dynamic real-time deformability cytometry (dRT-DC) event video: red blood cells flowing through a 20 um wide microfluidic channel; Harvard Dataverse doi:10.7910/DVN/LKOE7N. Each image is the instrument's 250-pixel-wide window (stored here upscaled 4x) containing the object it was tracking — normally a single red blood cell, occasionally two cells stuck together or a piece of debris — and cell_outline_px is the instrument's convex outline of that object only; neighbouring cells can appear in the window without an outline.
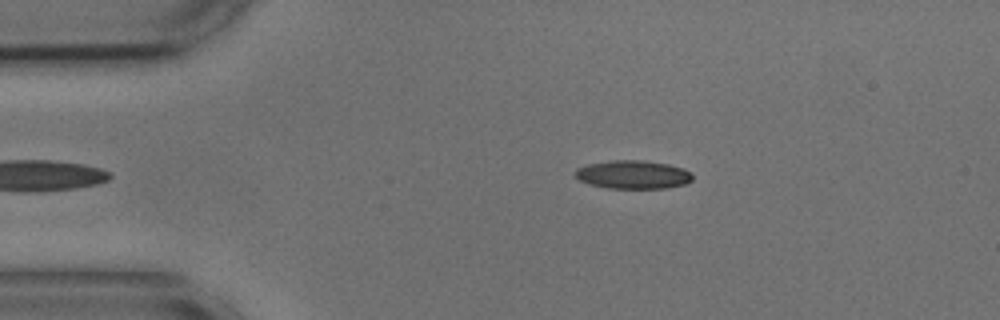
{"species": "common noctule bat (a hibernating species)", "species_latin": "Nyctalus noctula", "temperature_condition": "cold", "stored_images_in_passage": 39, "camera_frame_rate_fps": 3000, "um_per_image_px": 0.085, "animal": {"sex": "male", "body_mass_g": 17.9, "forearm_length_mm": 54.2}, "frame": {"image": 1, "passage_image": 2, "time_ms": 0.333, "image_size_px": [1000, 320], "cell_outline_px": [[692, 180], [684, 184], [668, 188], [608, 188], [588, 184], [580, 180], [576, 176], [576, 168], [588, 164], [612, 160], [644, 160], [668, 164], [684, 168], [692, 172]], "centroid_in_image_um": [53.83, 14.84], "position_along_channel_um": 31.2, "area_um2": 19.48}}
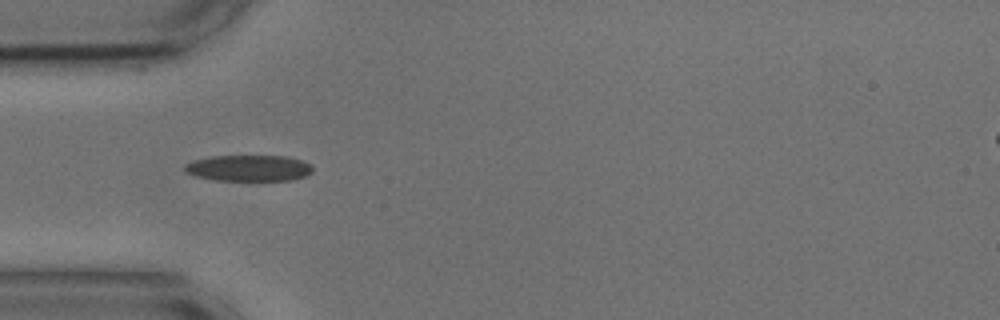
{"frame": {"image": 2, "passage_image": 8, "time_ms": 2.333, "image_size_px": [1000, 320], "cell_outline_px": [[312, 172], [308, 176], [292, 180], [216, 180], [196, 176], [184, 172], [184, 164], [196, 160], [212, 156], [288, 156], [304, 160], [312, 168]], "centroid_in_image_um": [21.17, 14.29], "position_along_channel_um": 63.8, "area_um2": 19.54}}
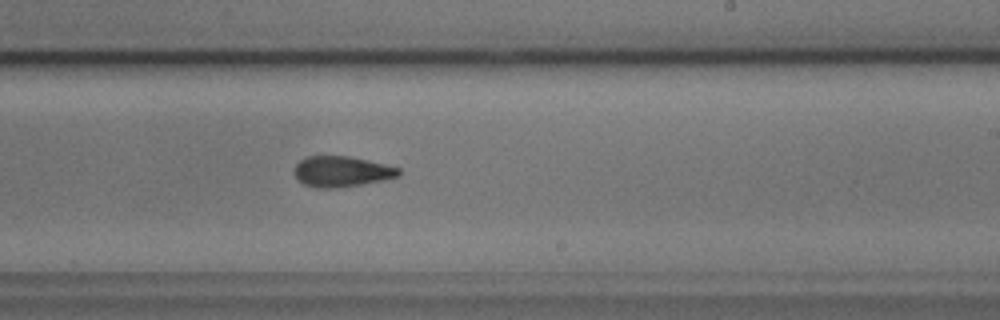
{"frame": {"image": 3, "passage_image": 24, "time_ms": 7.667, "image_size_px": [1000, 320], "cell_outline_px": [[400, 176], [384, 180], [336, 188], [316, 188], [304, 184], [296, 176], [296, 164], [300, 160], [308, 156], [348, 156], [368, 160], [400, 168]], "centroid_in_image_um": [29.07, 14.58], "position_along_channel_um": 259.9, "area_um2": 18.44}, "authors_computed_cell_mechanics": {"area_um2": 19.1318, "velocity_mm_per_s": 3.6738, "shape_relaxation_time_tau1_ms": 5.0496, "shape_relaxation_time_tau2_ms": 3.6133, "deformation_change_tau1": 0.1567, "deformation_change_tau2": 0.1215}}